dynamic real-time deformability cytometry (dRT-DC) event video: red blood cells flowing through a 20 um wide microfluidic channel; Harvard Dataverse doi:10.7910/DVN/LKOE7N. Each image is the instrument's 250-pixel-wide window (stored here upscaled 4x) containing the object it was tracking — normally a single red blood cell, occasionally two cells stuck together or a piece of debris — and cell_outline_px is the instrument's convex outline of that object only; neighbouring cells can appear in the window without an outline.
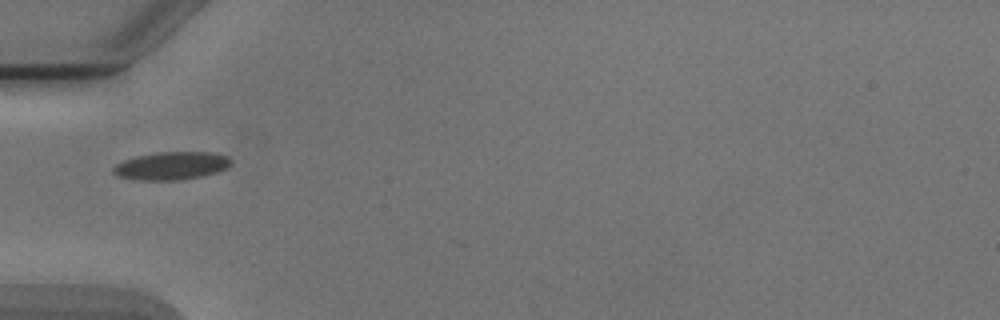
{"species": "Egyptian fruit bat (a non-hibernating species)", "species_latin": "Rousettus aegyptiacus", "temperature_condition": "cold", "stored_images_in_passage": 4, "camera_frame_rate_fps": 3000, "um_per_image_px": 0.085, "animal": {"sex": "male"}, "frame": {"image": 1, "passage_image": 4, "time_ms": 4.333, "image_size_px": [1000, 320], "cell_outline_px": [[232, 160], [224, 168], [216, 172], [200, 176], [176, 180], [136, 180], [120, 176], [112, 172], [112, 168], [116, 164], [124, 160], [136, 156], [160, 152], [212, 152], [228, 156]], "centroid_in_image_um": [14.54, 14.08], "position_along_channel_um": 70.5, "area_um2": 18.9}}